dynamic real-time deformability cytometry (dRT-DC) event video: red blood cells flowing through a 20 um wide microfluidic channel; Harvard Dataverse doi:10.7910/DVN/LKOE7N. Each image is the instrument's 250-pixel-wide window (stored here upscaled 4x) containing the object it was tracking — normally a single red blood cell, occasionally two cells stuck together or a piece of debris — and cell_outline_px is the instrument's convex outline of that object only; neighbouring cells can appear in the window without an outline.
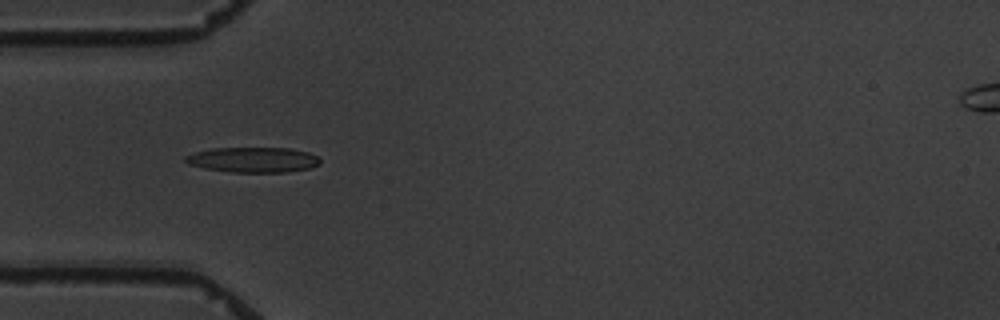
{"species": "common noctule bat (a hibernating species)", "species_latin": "Nyctalus noctula", "temperature_condition": "warm", "stored_images_in_passage": 7, "camera_frame_rate_fps": 3000, "um_per_image_px": 0.085, "animal": {"sex": "male", "body_mass_g": 19.5, "forearm_length_mm": 54.6}, "frame": {"image": 1, "passage_image": 2, "time_ms": 1.0, "image_size_px": [1000, 320], "cell_outline_px": [[320, 164], [308, 168], [288, 172], [232, 172], [204, 168], [188, 164], [184, 160], [184, 156], [196, 152], [212, 148], [292, 148], [308, 152], [320, 156]], "centroid_in_image_um": [21.54, 13.57], "position_along_channel_um": 63.5, "area_um2": 19.88}}
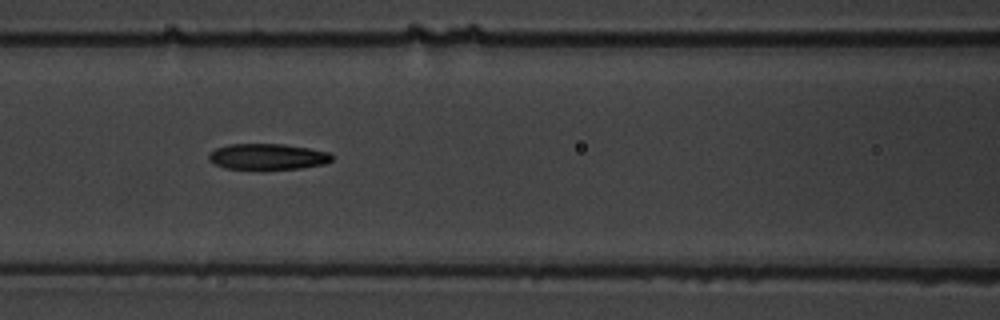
{"frame": {"image": 2, "passage_image": 4, "time_ms": 3.333, "image_size_px": [1000, 320], "cell_outline_px": [[332, 160], [324, 164], [300, 168], [260, 172], [224, 168], [208, 160], [208, 152], [216, 148], [228, 144], [284, 144], [308, 148], [328, 152], [332, 156]], "centroid_in_image_um": [22.68, 13.36], "position_along_channel_um": 143.9, "area_um2": 19.42}}
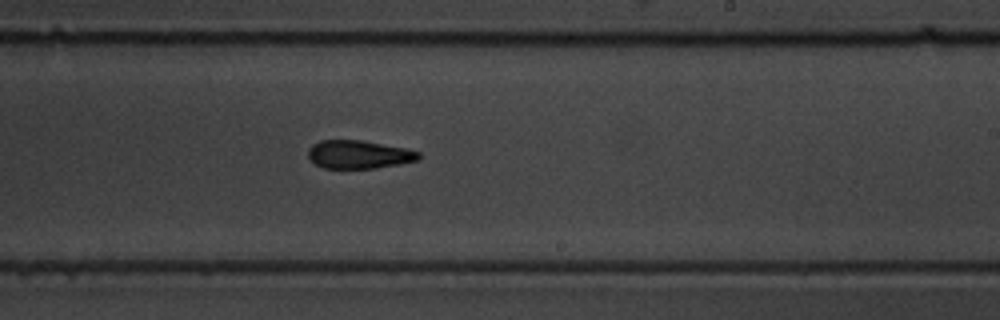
{"frame": {"image": 3, "passage_image": 7, "time_ms": 6.667, "image_size_px": [1000, 320], "cell_outline_px": [[420, 160], [400, 164], [376, 168], [324, 168], [308, 160], [308, 148], [312, 144], [320, 140], [360, 140], [404, 148], [420, 152]], "centroid_in_image_um": [30.47, 13.13], "position_along_channel_um": 258.5, "area_um2": 18.26}}